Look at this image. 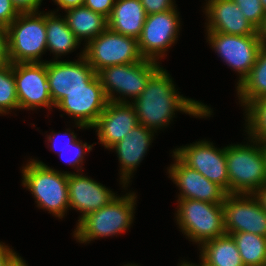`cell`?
Returning <instances> with one entry per match:
<instances>
[{
	"instance_id": "cell-29",
	"label": "cell",
	"mask_w": 266,
	"mask_h": 266,
	"mask_svg": "<svg viewBox=\"0 0 266 266\" xmlns=\"http://www.w3.org/2000/svg\"><path fill=\"white\" fill-rule=\"evenodd\" d=\"M93 145L94 144L88 145L86 142L83 143V141L79 139L74 143H71V146L61 150V152L58 153V155L63 160V162L71 165L73 169L76 168L77 173H80L82 172L81 170H83L82 165H83V160L85 158L84 155H86V152H90L91 150H93L92 149ZM67 152L69 155L67 154Z\"/></svg>"
},
{
	"instance_id": "cell-27",
	"label": "cell",
	"mask_w": 266,
	"mask_h": 266,
	"mask_svg": "<svg viewBox=\"0 0 266 266\" xmlns=\"http://www.w3.org/2000/svg\"><path fill=\"white\" fill-rule=\"evenodd\" d=\"M245 132L247 136L263 141L266 140V97L251 103L245 109Z\"/></svg>"
},
{
	"instance_id": "cell-23",
	"label": "cell",
	"mask_w": 266,
	"mask_h": 266,
	"mask_svg": "<svg viewBox=\"0 0 266 266\" xmlns=\"http://www.w3.org/2000/svg\"><path fill=\"white\" fill-rule=\"evenodd\" d=\"M65 13L68 27L80 42L85 41V45L108 28L106 17L84 5L70 8Z\"/></svg>"
},
{
	"instance_id": "cell-6",
	"label": "cell",
	"mask_w": 266,
	"mask_h": 266,
	"mask_svg": "<svg viewBox=\"0 0 266 266\" xmlns=\"http://www.w3.org/2000/svg\"><path fill=\"white\" fill-rule=\"evenodd\" d=\"M175 218L189 241L202 243L226 234L222 204L193 199H178Z\"/></svg>"
},
{
	"instance_id": "cell-5",
	"label": "cell",
	"mask_w": 266,
	"mask_h": 266,
	"mask_svg": "<svg viewBox=\"0 0 266 266\" xmlns=\"http://www.w3.org/2000/svg\"><path fill=\"white\" fill-rule=\"evenodd\" d=\"M9 62L42 63L47 51L45 13H20L7 27Z\"/></svg>"
},
{
	"instance_id": "cell-22",
	"label": "cell",
	"mask_w": 266,
	"mask_h": 266,
	"mask_svg": "<svg viewBox=\"0 0 266 266\" xmlns=\"http://www.w3.org/2000/svg\"><path fill=\"white\" fill-rule=\"evenodd\" d=\"M56 12L45 13V24L47 50L55 55V60H58L62 55L71 53L74 49L79 48L81 42L68 27L65 17L59 14L56 15Z\"/></svg>"
},
{
	"instance_id": "cell-2",
	"label": "cell",
	"mask_w": 266,
	"mask_h": 266,
	"mask_svg": "<svg viewBox=\"0 0 266 266\" xmlns=\"http://www.w3.org/2000/svg\"><path fill=\"white\" fill-rule=\"evenodd\" d=\"M68 173L33 158L22 167V186L31 192L36 207L62 219L69 210Z\"/></svg>"
},
{
	"instance_id": "cell-25",
	"label": "cell",
	"mask_w": 266,
	"mask_h": 266,
	"mask_svg": "<svg viewBox=\"0 0 266 266\" xmlns=\"http://www.w3.org/2000/svg\"><path fill=\"white\" fill-rule=\"evenodd\" d=\"M239 104L244 110L253 102L266 97V45L263 44L248 76L236 86Z\"/></svg>"
},
{
	"instance_id": "cell-13",
	"label": "cell",
	"mask_w": 266,
	"mask_h": 266,
	"mask_svg": "<svg viewBox=\"0 0 266 266\" xmlns=\"http://www.w3.org/2000/svg\"><path fill=\"white\" fill-rule=\"evenodd\" d=\"M13 73L19 109L34 110L55 107L48 87L46 61L14 63Z\"/></svg>"
},
{
	"instance_id": "cell-26",
	"label": "cell",
	"mask_w": 266,
	"mask_h": 266,
	"mask_svg": "<svg viewBox=\"0 0 266 266\" xmlns=\"http://www.w3.org/2000/svg\"><path fill=\"white\" fill-rule=\"evenodd\" d=\"M244 266H266V237L238 232L231 234Z\"/></svg>"
},
{
	"instance_id": "cell-45",
	"label": "cell",
	"mask_w": 266,
	"mask_h": 266,
	"mask_svg": "<svg viewBox=\"0 0 266 266\" xmlns=\"http://www.w3.org/2000/svg\"><path fill=\"white\" fill-rule=\"evenodd\" d=\"M262 3L263 9L266 11V0H260Z\"/></svg>"
},
{
	"instance_id": "cell-8",
	"label": "cell",
	"mask_w": 266,
	"mask_h": 266,
	"mask_svg": "<svg viewBox=\"0 0 266 266\" xmlns=\"http://www.w3.org/2000/svg\"><path fill=\"white\" fill-rule=\"evenodd\" d=\"M84 57L97 73L101 69L142 61L137 39L107 28L84 45Z\"/></svg>"
},
{
	"instance_id": "cell-28",
	"label": "cell",
	"mask_w": 266,
	"mask_h": 266,
	"mask_svg": "<svg viewBox=\"0 0 266 266\" xmlns=\"http://www.w3.org/2000/svg\"><path fill=\"white\" fill-rule=\"evenodd\" d=\"M19 110L16 93L13 64L7 63L0 66V115L10 113L12 110Z\"/></svg>"
},
{
	"instance_id": "cell-7",
	"label": "cell",
	"mask_w": 266,
	"mask_h": 266,
	"mask_svg": "<svg viewBox=\"0 0 266 266\" xmlns=\"http://www.w3.org/2000/svg\"><path fill=\"white\" fill-rule=\"evenodd\" d=\"M159 63L143 59L136 63L108 66L98 71L97 76L108 101L130 103L126 99L129 97L133 102L143 92L150 77L161 67Z\"/></svg>"
},
{
	"instance_id": "cell-44",
	"label": "cell",
	"mask_w": 266,
	"mask_h": 266,
	"mask_svg": "<svg viewBox=\"0 0 266 266\" xmlns=\"http://www.w3.org/2000/svg\"><path fill=\"white\" fill-rule=\"evenodd\" d=\"M180 265H178V266H190L187 262H186V260H184V261H182L181 260V263H179Z\"/></svg>"
},
{
	"instance_id": "cell-41",
	"label": "cell",
	"mask_w": 266,
	"mask_h": 266,
	"mask_svg": "<svg viewBox=\"0 0 266 266\" xmlns=\"http://www.w3.org/2000/svg\"><path fill=\"white\" fill-rule=\"evenodd\" d=\"M259 34H260L262 43L266 45V18H265L262 28L259 30Z\"/></svg>"
},
{
	"instance_id": "cell-42",
	"label": "cell",
	"mask_w": 266,
	"mask_h": 266,
	"mask_svg": "<svg viewBox=\"0 0 266 266\" xmlns=\"http://www.w3.org/2000/svg\"><path fill=\"white\" fill-rule=\"evenodd\" d=\"M261 147L262 150L264 152V156H265V165H266V140L261 141Z\"/></svg>"
},
{
	"instance_id": "cell-36",
	"label": "cell",
	"mask_w": 266,
	"mask_h": 266,
	"mask_svg": "<svg viewBox=\"0 0 266 266\" xmlns=\"http://www.w3.org/2000/svg\"><path fill=\"white\" fill-rule=\"evenodd\" d=\"M9 62L7 28L0 26V66Z\"/></svg>"
},
{
	"instance_id": "cell-34",
	"label": "cell",
	"mask_w": 266,
	"mask_h": 266,
	"mask_svg": "<svg viewBox=\"0 0 266 266\" xmlns=\"http://www.w3.org/2000/svg\"><path fill=\"white\" fill-rule=\"evenodd\" d=\"M114 4L115 0H85L83 5L108 19Z\"/></svg>"
},
{
	"instance_id": "cell-40",
	"label": "cell",
	"mask_w": 266,
	"mask_h": 266,
	"mask_svg": "<svg viewBox=\"0 0 266 266\" xmlns=\"http://www.w3.org/2000/svg\"><path fill=\"white\" fill-rule=\"evenodd\" d=\"M6 266H28L25 260L17 253Z\"/></svg>"
},
{
	"instance_id": "cell-11",
	"label": "cell",
	"mask_w": 266,
	"mask_h": 266,
	"mask_svg": "<svg viewBox=\"0 0 266 266\" xmlns=\"http://www.w3.org/2000/svg\"><path fill=\"white\" fill-rule=\"evenodd\" d=\"M185 165L197 170L205 178L229 194L226 147L217 148L207 140H199L172 151Z\"/></svg>"
},
{
	"instance_id": "cell-18",
	"label": "cell",
	"mask_w": 266,
	"mask_h": 266,
	"mask_svg": "<svg viewBox=\"0 0 266 266\" xmlns=\"http://www.w3.org/2000/svg\"><path fill=\"white\" fill-rule=\"evenodd\" d=\"M136 125H138L137 115L131 103L108 101L104 111L91 129L96 130L100 144L105 149H110Z\"/></svg>"
},
{
	"instance_id": "cell-19",
	"label": "cell",
	"mask_w": 266,
	"mask_h": 266,
	"mask_svg": "<svg viewBox=\"0 0 266 266\" xmlns=\"http://www.w3.org/2000/svg\"><path fill=\"white\" fill-rule=\"evenodd\" d=\"M153 130L138 124L126 136L110 148L117 153L120 164V184L126 187L132 174L142 162L154 138Z\"/></svg>"
},
{
	"instance_id": "cell-38",
	"label": "cell",
	"mask_w": 266,
	"mask_h": 266,
	"mask_svg": "<svg viewBox=\"0 0 266 266\" xmlns=\"http://www.w3.org/2000/svg\"><path fill=\"white\" fill-rule=\"evenodd\" d=\"M64 11L84 4L85 0H53Z\"/></svg>"
},
{
	"instance_id": "cell-43",
	"label": "cell",
	"mask_w": 266,
	"mask_h": 266,
	"mask_svg": "<svg viewBox=\"0 0 266 266\" xmlns=\"http://www.w3.org/2000/svg\"><path fill=\"white\" fill-rule=\"evenodd\" d=\"M190 266H210V265H207V264H205L202 260H200V264H194V263H190V262H188V261H186Z\"/></svg>"
},
{
	"instance_id": "cell-9",
	"label": "cell",
	"mask_w": 266,
	"mask_h": 266,
	"mask_svg": "<svg viewBox=\"0 0 266 266\" xmlns=\"http://www.w3.org/2000/svg\"><path fill=\"white\" fill-rule=\"evenodd\" d=\"M207 42L238 75L237 86L248 76L263 45L260 35H231L207 32Z\"/></svg>"
},
{
	"instance_id": "cell-4",
	"label": "cell",
	"mask_w": 266,
	"mask_h": 266,
	"mask_svg": "<svg viewBox=\"0 0 266 266\" xmlns=\"http://www.w3.org/2000/svg\"><path fill=\"white\" fill-rule=\"evenodd\" d=\"M135 194L130 191L124 196H117L108 205L82 218L76 223L73 232L75 240L86 244L98 238L117 236L129 230L136 209Z\"/></svg>"
},
{
	"instance_id": "cell-20",
	"label": "cell",
	"mask_w": 266,
	"mask_h": 266,
	"mask_svg": "<svg viewBox=\"0 0 266 266\" xmlns=\"http://www.w3.org/2000/svg\"><path fill=\"white\" fill-rule=\"evenodd\" d=\"M206 31L231 35H260L233 0H205Z\"/></svg>"
},
{
	"instance_id": "cell-33",
	"label": "cell",
	"mask_w": 266,
	"mask_h": 266,
	"mask_svg": "<svg viewBox=\"0 0 266 266\" xmlns=\"http://www.w3.org/2000/svg\"><path fill=\"white\" fill-rule=\"evenodd\" d=\"M141 3L147 15L169 11L177 7L175 0H141Z\"/></svg>"
},
{
	"instance_id": "cell-30",
	"label": "cell",
	"mask_w": 266,
	"mask_h": 266,
	"mask_svg": "<svg viewBox=\"0 0 266 266\" xmlns=\"http://www.w3.org/2000/svg\"><path fill=\"white\" fill-rule=\"evenodd\" d=\"M245 18L259 31L265 21L266 11L260 0H233Z\"/></svg>"
},
{
	"instance_id": "cell-17",
	"label": "cell",
	"mask_w": 266,
	"mask_h": 266,
	"mask_svg": "<svg viewBox=\"0 0 266 266\" xmlns=\"http://www.w3.org/2000/svg\"><path fill=\"white\" fill-rule=\"evenodd\" d=\"M69 209L82 213L78 222L89 213L108 205L118 194L83 173H68Z\"/></svg>"
},
{
	"instance_id": "cell-46",
	"label": "cell",
	"mask_w": 266,
	"mask_h": 266,
	"mask_svg": "<svg viewBox=\"0 0 266 266\" xmlns=\"http://www.w3.org/2000/svg\"><path fill=\"white\" fill-rule=\"evenodd\" d=\"M124 266H139L138 264L136 265V264H126V265H124Z\"/></svg>"
},
{
	"instance_id": "cell-12",
	"label": "cell",
	"mask_w": 266,
	"mask_h": 266,
	"mask_svg": "<svg viewBox=\"0 0 266 266\" xmlns=\"http://www.w3.org/2000/svg\"><path fill=\"white\" fill-rule=\"evenodd\" d=\"M47 81L51 99L56 106L68 93L82 90L97 73L84 57V50L75 61H46Z\"/></svg>"
},
{
	"instance_id": "cell-1",
	"label": "cell",
	"mask_w": 266,
	"mask_h": 266,
	"mask_svg": "<svg viewBox=\"0 0 266 266\" xmlns=\"http://www.w3.org/2000/svg\"><path fill=\"white\" fill-rule=\"evenodd\" d=\"M174 81L166 69L160 67L148 80L145 89L133 102L138 124L153 130L167 127L175 112H183L196 118H208L212 109L202 102L183 97L177 92Z\"/></svg>"
},
{
	"instance_id": "cell-3",
	"label": "cell",
	"mask_w": 266,
	"mask_h": 266,
	"mask_svg": "<svg viewBox=\"0 0 266 266\" xmlns=\"http://www.w3.org/2000/svg\"><path fill=\"white\" fill-rule=\"evenodd\" d=\"M246 144L226 146L229 194H254L266 184L265 156L261 141L247 137Z\"/></svg>"
},
{
	"instance_id": "cell-24",
	"label": "cell",
	"mask_w": 266,
	"mask_h": 266,
	"mask_svg": "<svg viewBox=\"0 0 266 266\" xmlns=\"http://www.w3.org/2000/svg\"><path fill=\"white\" fill-rule=\"evenodd\" d=\"M200 259L210 266H244L236 242L225 234L199 246Z\"/></svg>"
},
{
	"instance_id": "cell-10",
	"label": "cell",
	"mask_w": 266,
	"mask_h": 266,
	"mask_svg": "<svg viewBox=\"0 0 266 266\" xmlns=\"http://www.w3.org/2000/svg\"><path fill=\"white\" fill-rule=\"evenodd\" d=\"M180 17L177 8L149 14L137 39L144 59L158 62L167 55L168 49L178 40Z\"/></svg>"
},
{
	"instance_id": "cell-37",
	"label": "cell",
	"mask_w": 266,
	"mask_h": 266,
	"mask_svg": "<svg viewBox=\"0 0 266 266\" xmlns=\"http://www.w3.org/2000/svg\"><path fill=\"white\" fill-rule=\"evenodd\" d=\"M17 253L8 245L0 242V266H6Z\"/></svg>"
},
{
	"instance_id": "cell-21",
	"label": "cell",
	"mask_w": 266,
	"mask_h": 266,
	"mask_svg": "<svg viewBox=\"0 0 266 266\" xmlns=\"http://www.w3.org/2000/svg\"><path fill=\"white\" fill-rule=\"evenodd\" d=\"M146 17L141 0H115L108 18V28L113 32L138 39Z\"/></svg>"
},
{
	"instance_id": "cell-32",
	"label": "cell",
	"mask_w": 266,
	"mask_h": 266,
	"mask_svg": "<svg viewBox=\"0 0 266 266\" xmlns=\"http://www.w3.org/2000/svg\"><path fill=\"white\" fill-rule=\"evenodd\" d=\"M19 14L11 0H0V26L7 28Z\"/></svg>"
},
{
	"instance_id": "cell-16",
	"label": "cell",
	"mask_w": 266,
	"mask_h": 266,
	"mask_svg": "<svg viewBox=\"0 0 266 266\" xmlns=\"http://www.w3.org/2000/svg\"><path fill=\"white\" fill-rule=\"evenodd\" d=\"M174 163L167 169L169 178L179 187L178 199H193L223 204L227 193L200 172L185 165L174 153Z\"/></svg>"
},
{
	"instance_id": "cell-15",
	"label": "cell",
	"mask_w": 266,
	"mask_h": 266,
	"mask_svg": "<svg viewBox=\"0 0 266 266\" xmlns=\"http://www.w3.org/2000/svg\"><path fill=\"white\" fill-rule=\"evenodd\" d=\"M107 102L101 82L96 76L84 89L68 93L55 108L73 118L79 129H89L96 123Z\"/></svg>"
},
{
	"instance_id": "cell-39",
	"label": "cell",
	"mask_w": 266,
	"mask_h": 266,
	"mask_svg": "<svg viewBox=\"0 0 266 266\" xmlns=\"http://www.w3.org/2000/svg\"><path fill=\"white\" fill-rule=\"evenodd\" d=\"M254 195L259 200L261 207L266 211V184L257 190Z\"/></svg>"
},
{
	"instance_id": "cell-14",
	"label": "cell",
	"mask_w": 266,
	"mask_h": 266,
	"mask_svg": "<svg viewBox=\"0 0 266 266\" xmlns=\"http://www.w3.org/2000/svg\"><path fill=\"white\" fill-rule=\"evenodd\" d=\"M222 206L226 234L247 232L266 237V211L254 194H227Z\"/></svg>"
},
{
	"instance_id": "cell-31",
	"label": "cell",
	"mask_w": 266,
	"mask_h": 266,
	"mask_svg": "<svg viewBox=\"0 0 266 266\" xmlns=\"http://www.w3.org/2000/svg\"><path fill=\"white\" fill-rule=\"evenodd\" d=\"M67 132H64L63 135H61L60 132L56 133L54 131H52V134L47 135V141L48 143H51L52 147L50 146L51 150H54L56 154L60 153L61 150L71 146V143H74L75 141H77V135L74 132H71L70 129H66ZM69 132V133H68ZM54 133V134H53ZM61 136V137H60ZM62 136L67 137L69 141H65L66 143H64L63 146H61V144L63 143L60 138H62ZM60 137V138H59ZM64 139V138H62ZM58 142V143H57ZM60 142V143H59ZM62 142V143H61ZM58 144V145H57ZM66 144V145H65Z\"/></svg>"
},
{
	"instance_id": "cell-35",
	"label": "cell",
	"mask_w": 266,
	"mask_h": 266,
	"mask_svg": "<svg viewBox=\"0 0 266 266\" xmlns=\"http://www.w3.org/2000/svg\"><path fill=\"white\" fill-rule=\"evenodd\" d=\"M20 13L38 12L43 0H11Z\"/></svg>"
}]
</instances>
